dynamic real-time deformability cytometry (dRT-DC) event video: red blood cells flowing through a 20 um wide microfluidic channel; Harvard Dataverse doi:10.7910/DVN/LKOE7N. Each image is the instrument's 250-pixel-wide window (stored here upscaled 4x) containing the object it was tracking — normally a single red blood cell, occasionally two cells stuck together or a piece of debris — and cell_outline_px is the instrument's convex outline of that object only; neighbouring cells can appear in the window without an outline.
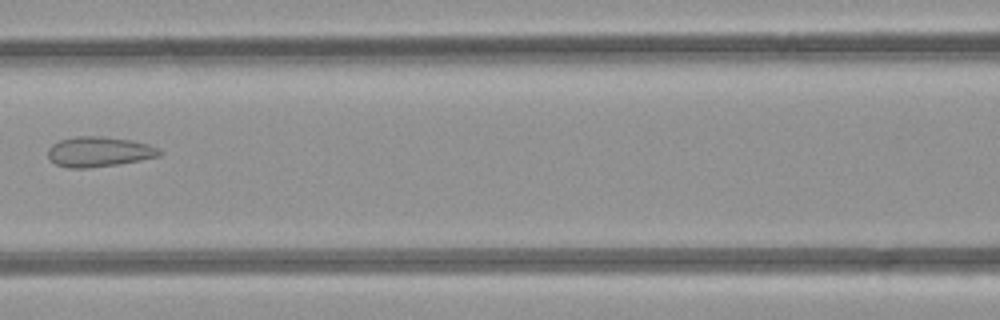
{"species": "common noctule bat (a hibernating species)", "species_latin": "Nyctalus noctula", "temperature_condition": "room temperature", "stored_images_in_passage": 7, "camera_frame_rate_fps": 3000, "um_per_image_px": 0.085, "animal": {"sex": "female", "body_mass_g": 21.9}, "frame": {"image": 1, "passage_image": 6, "time_ms": 6.667, "image_size_px": [1000, 320], "cell_outline_px": [[160, 156], [116, 164], [84, 168], [68, 168], [56, 164], [48, 156], [48, 148], [52, 144], [60, 140], [76, 136], [100, 136], [128, 140], [148, 144], [156, 148], [160, 152]], "centroid_in_image_um": [8.35, 12.89], "position_along_channel_um": 158.2, "area_um2": 19.13}}
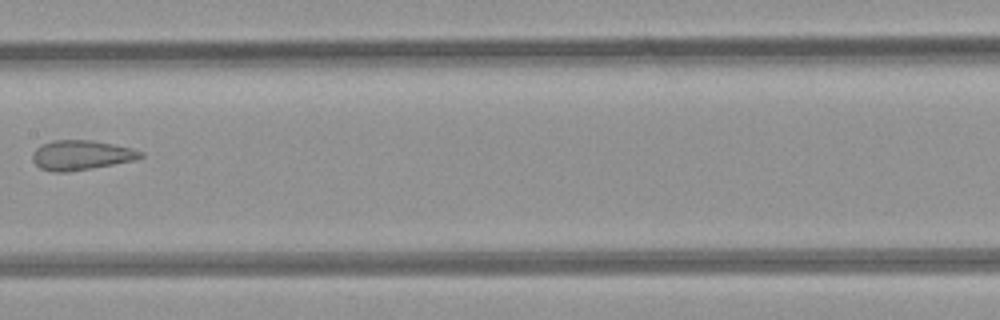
{"frame": {"image": 2, "passage_image": 7, "time_ms": 7.667, "image_size_px": [1000, 320], "cell_outline_px": [[144, 156], [136, 160], [92, 168], [68, 172], [52, 172], [40, 168], [32, 160], [32, 152], [36, 148], [52, 140], [92, 140], [132, 148], [144, 152]], "centroid_in_image_um": [6.91, 13.19], "position_along_channel_um": 200.5, "area_um2": 18.79}}